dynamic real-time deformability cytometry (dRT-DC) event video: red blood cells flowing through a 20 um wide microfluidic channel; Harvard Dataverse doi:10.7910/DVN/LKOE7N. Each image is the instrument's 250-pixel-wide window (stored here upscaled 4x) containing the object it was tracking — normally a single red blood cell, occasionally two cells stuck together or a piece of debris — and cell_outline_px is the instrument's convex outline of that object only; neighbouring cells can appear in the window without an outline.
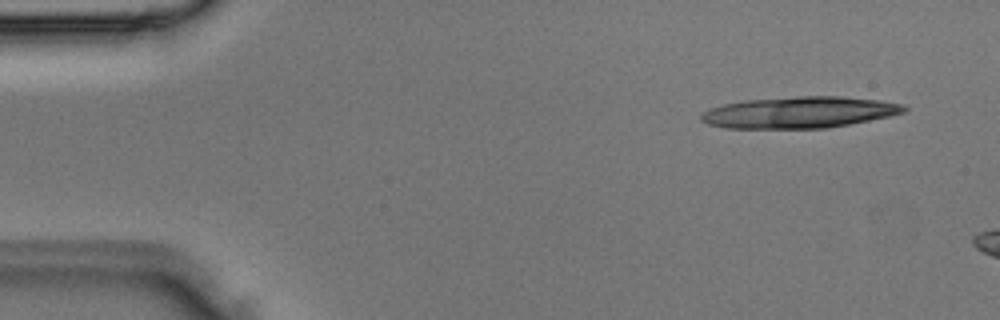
{"species": "Egyptian fruit bat (a non-hibernating species)", "species_latin": "Rousettus aegyptiacus", "temperature_condition": "room temperature", "stored_images_in_passage": 5, "segment_of_instrument_passage": [1, 2], "camera_frame_rate_fps": 3000, "um_per_image_px": 0.085, "animal": {"sex": "male"}, "frame": {"image": 1, "passage_image": 1, "time_ms": 0.0, "image_size_px": [1000, 320], "cell_outline_px": [[908, 108], [904, 112], [888, 116], [828, 128], [724, 128], [708, 124], [700, 120], [700, 116], [704, 112], [712, 108], [724, 104], [744, 100], [796, 96], [844, 96], [880, 100], [904, 104]], "centroid_in_image_um": [67.95, 9.54], "position_along_channel_um": 17.0, "area_um2": 37.11}}